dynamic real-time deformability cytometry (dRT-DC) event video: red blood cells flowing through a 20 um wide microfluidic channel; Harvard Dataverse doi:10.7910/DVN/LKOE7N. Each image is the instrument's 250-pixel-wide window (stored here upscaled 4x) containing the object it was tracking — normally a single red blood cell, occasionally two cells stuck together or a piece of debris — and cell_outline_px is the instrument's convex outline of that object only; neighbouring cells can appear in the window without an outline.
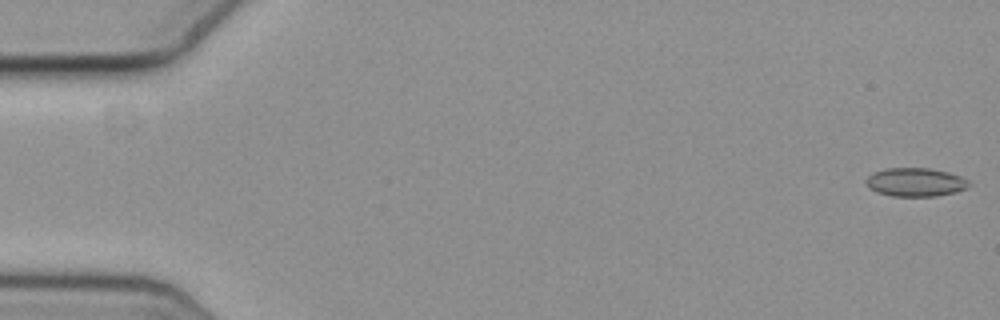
{"species": "common noctule bat (a hibernating species)", "species_latin": "Nyctalus noctula", "temperature_condition": "cold", "stored_images_in_passage": 57, "camera_frame_rate_fps": 3000, "um_per_image_px": 0.085, "animal": {"sex": "female", "body_mass_g": 19.3, "forearm_length_mm": 54.1}, "frame": {"image": 1, "passage_image": 1, "time_ms": 0.0, "image_size_px": [1000, 320], "cell_outline_px": [[968, 188], [956, 192], [936, 196], [892, 196], [876, 192], [868, 188], [864, 180], [872, 172], [884, 168], [928, 168], [948, 172], [960, 176], [968, 180]], "centroid_in_image_um": [77.77, 15.48], "position_along_channel_um": 7.2, "area_um2": 17.28}}
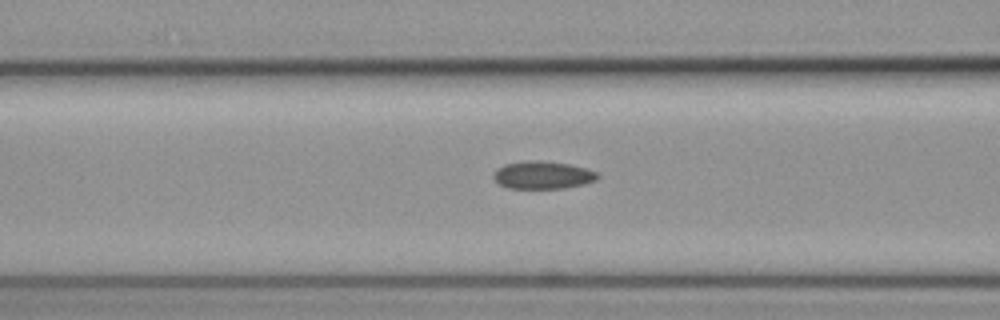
{"frame": {"image": 2, "passage_image": 23, "time_ms": 7.333, "image_size_px": [1000, 320], "cell_outline_px": [[600, 176], [596, 180], [584, 184], [564, 188], [508, 188], [500, 184], [492, 176], [496, 168], [504, 164], [532, 160], [540, 160], [568, 164], [584, 168], [596, 172]], "centroid_in_image_um": [46.12, 14.88], "position_along_channel_um": 120.5, "area_um2": 16.7}}
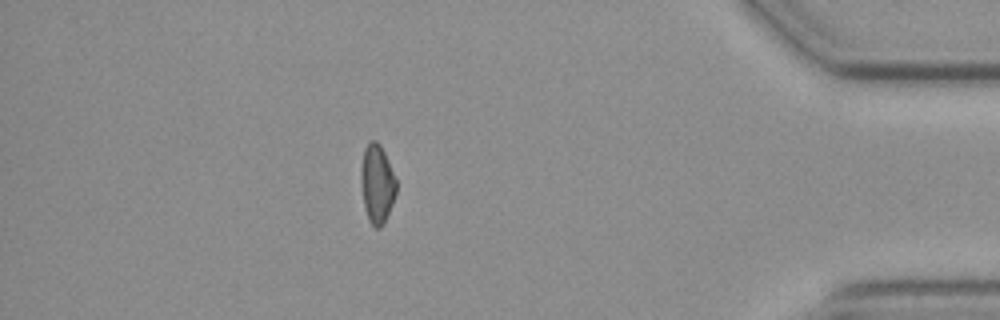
{"frame": {"image": 3, "passage_image": 50, "time_ms": 16.333, "image_size_px": [1000, 320], "cell_outline_px": [[396, 192], [392, 204], [384, 224], [380, 228], [376, 228], [368, 220], [364, 208], [360, 180], [360, 168], [364, 148], [368, 140], [376, 140], [380, 144], [384, 152], [396, 180]], "centroid_in_image_um": [32.02, 15.61], "position_along_channel_um": 403.2, "area_um2": 16.36}}